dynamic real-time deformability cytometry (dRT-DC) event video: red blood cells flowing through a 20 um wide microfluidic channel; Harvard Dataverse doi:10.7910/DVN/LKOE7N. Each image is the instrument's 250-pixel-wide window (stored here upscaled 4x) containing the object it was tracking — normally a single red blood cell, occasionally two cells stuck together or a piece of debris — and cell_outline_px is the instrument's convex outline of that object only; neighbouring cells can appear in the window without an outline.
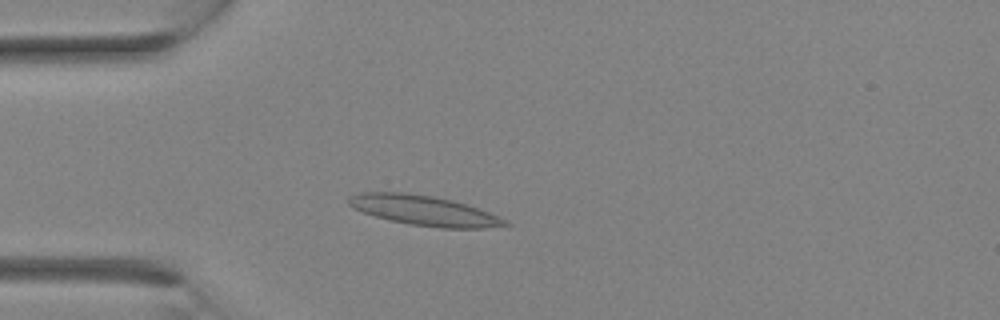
{"species": "Egyptian fruit bat (a non-hibernating species)", "species_latin": "Rousettus aegyptiacus", "temperature_condition": "room temperature", "stored_images_in_passage": 2, "camera_frame_rate_fps": 3000, "um_per_image_px": 0.085, "animal": {"sex": "female"}, "frame": {"image": 1, "passage_image": 2, "time_ms": 1.0, "image_size_px": [1000, 320], "cell_outline_px": [[512, 224], [484, 228], [440, 228], [412, 224], [392, 220], [376, 216], [352, 208], [348, 204], [348, 196], [360, 192], [408, 192], [432, 196], [452, 200], [500, 216]], "centroid_in_image_um": [36.02, 17.88], "position_along_channel_um": 49.0, "area_um2": 27.05}}